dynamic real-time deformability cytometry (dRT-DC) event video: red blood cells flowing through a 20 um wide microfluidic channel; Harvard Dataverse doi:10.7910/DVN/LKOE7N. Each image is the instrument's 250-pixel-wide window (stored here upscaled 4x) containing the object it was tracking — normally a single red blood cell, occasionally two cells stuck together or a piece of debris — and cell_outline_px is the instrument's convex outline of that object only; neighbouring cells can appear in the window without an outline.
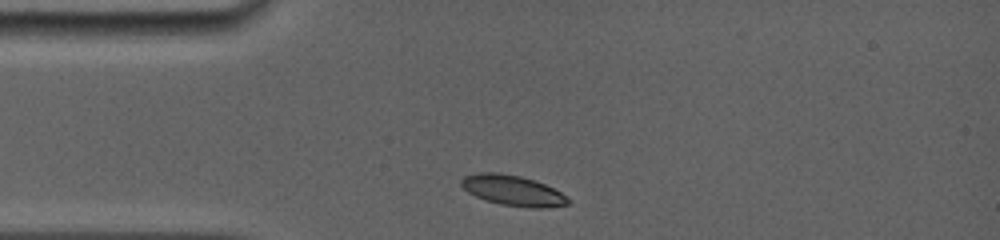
{"species": "common noctule bat (a hibernating species)", "species_latin": "Nyctalus noctula", "temperature_condition": "room temperature", "stored_images_in_passage": 6, "camera_frame_rate_fps": 5000, "um_per_image_px": 0.085, "animal": {"sex": "female", "body_mass_g": 19.0, "forearm_length_mm": 56.7}, "frame": {"image": 1, "passage_image": 1, "time_ms": 0.0, "image_size_px": [1000, 240], "cell_outline_px": [[572, 200], [568, 204], [548, 208], [528, 208], [500, 204], [484, 200], [468, 192], [460, 184], [460, 180], [464, 176], [476, 172], [500, 172], [520, 176], [544, 184], [568, 196]], "centroid_in_image_um": [43.59, 16.2], "position_along_channel_um": 41.4, "area_um2": 19.13}}
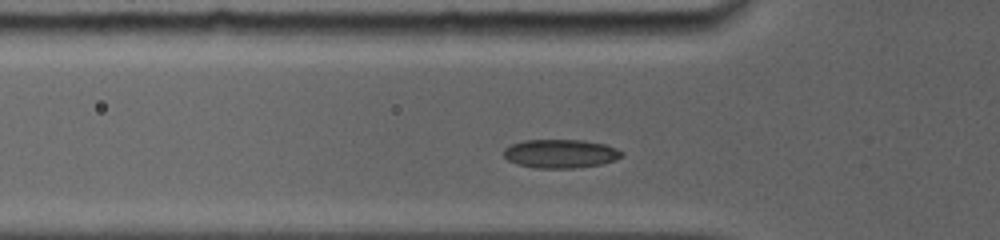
{"frame": {"image": 2, "passage_image": 4, "time_ms": 1.4, "image_size_px": [1000, 240], "cell_outline_px": [[624, 152], [616, 160], [600, 164], [576, 168], [536, 168], [516, 164], [508, 160], [504, 156], [504, 148], [512, 144], [524, 140], [584, 140], [604, 144], [616, 148]], "centroid_in_image_um": [47.63, 13.06], "position_along_channel_um": 78.2, "area_um2": 19.71}}
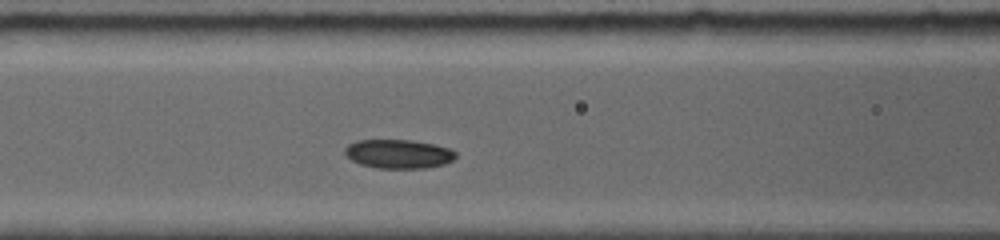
{"frame": {"image": 3, "passage_image": 6, "time_ms": 2.8, "image_size_px": [1000, 240], "cell_outline_px": [[456, 156], [452, 160], [444, 164], [424, 168], [376, 168], [360, 164], [352, 160], [344, 152], [344, 148], [348, 144], [356, 140], [408, 140], [436, 144], [452, 148], [456, 152]], "centroid_in_image_um": [33.88, 13.07], "position_along_channel_um": 132.7, "area_um2": 18.79}}